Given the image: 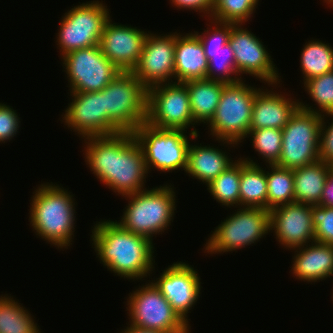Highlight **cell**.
Returning a JSON list of instances; mask_svg holds the SVG:
<instances>
[{
	"instance_id": "cell-1",
	"label": "cell",
	"mask_w": 333,
	"mask_h": 333,
	"mask_svg": "<svg viewBox=\"0 0 333 333\" xmlns=\"http://www.w3.org/2000/svg\"><path fill=\"white\" fill-rule=\"evenodd\" d=\"M84 141L85 164L94 176L122 197L141 192L148 178L143 152L131 132L92 136Z\"/></svg>"
},
{
	"instance_id": "cell-2",
	"label": "cell",
	"mask_w": 333,
	"mask_h": 333,
	"mask_svg": "<svg viewBox=\"0 0 333 333\" xmlns=\"http://www.w3.org/2000/svg\"><path fill=\"white\" fill-rule=\"evenodd\" d=\"M93 226L90 242L96 258L107 270L128 281L150 279L156 264L151 240L124 230L113 219H101Z\"/></svg>"
},
{
	"instance_id": "cell-3",
	"label": "cell",
	"mask_w": 333,
	"mask_h": 333,
	"mask_svg": "<svg viewBox=\"0 0 333 333\" xmlns=\"http://www.w3.org/2000/svg\"><path fill=\"white\" fill-rule=\"evenodd\" d=\"M36 188L30 199L28 213L30 227L37 238H41L56 249L63 251L69 249L75 237L77 213L75 211L77 202L72 192L61 184L52 182H43Z\"/></svg>"
},
{
	"instance_id": "cell-4",
	"label": "cell",
	"mask_w": 333,
	"mask_h": 333,
	"mask_svg": "<svg viewBox=\"0 0 333 333\" xmlns=\"http://www.w3.org/2000/svg\"><path fill=\"white\" fill-rule=\"evenodd\" d=\"M176 187L168 183L141 192L126 195L128 204L120 220H115L124 230L144 236L153 242V237L170 228L176 211Z\"/></svg>"
},
{
	"instance_id": "cell-5",
	"label": "cell",
	"mask_w": 333,
	"mask_h": 333,
	"mask_svg": "<svg viewBox=\"0 0 333 333\" xmlns=\"http://www.w3.org/2000/svg\"><path fill=\"white\" fill-rule=\"evenodd\" d=\"M244 79L226 83L216 112L207 124L208 134L224 148H237L246 138L251 124L253 101L262 88L245 83ZM229 145V146H228Z\"/></svg>"
},
{
	"instance_id": "cell-6",
	"label": "cell",
	"mask_w": 333,
	"mask_h": 333,
	"mask_svg": "<svg viewBox=\"0 0 333 333\" xmlns=\"http://www.w3.org/2000/svg\"><path fill=\"white\" fill-rule=\"evenodd\" d=\"M100 92L104 95L106 109V136L132 133L145 123L147 88L132 72H119Z\"/></svg>"
},
{
	"instance_id": "cell-7",
	"label": "cell",
	"mask_w": 333,
	"mask_h": 333,
	"mask_svg": "<svg viewBox=\"0 0 333 333\" xmlns=\"http://www.w3.org/2000/svg\"><path fill=\"white\" fill-rule=\"evenodd\" d=\"M220 222L204 243L205 256L227 254L253 246L270 234V212L260 207H238ZM253 244V245H252Z\"/></svg>"
},
{
	"instance_id": "cell-8",
	"label": "cell",
	"mask_w": 333,
	"mask_h": 333,
	"mask_svg": "<svg viewBox=\"0 0 333 333\" xmlns=\"http://www.w3.org/2000/svg\"><path fill=\"white\" fill-rule=\"evenodd\" d=\"M132 134L143 152L149 174L153 168L164 173L185 172L190 143L198 140L200 135L184 130L159 129L146 122Z\"/></svg>"
},
{
	"instance_id": "cell-9",
	"label": "cell",
	"mask_w": 333,
	"mask_h": 333,
	"mask_svg": "<svg viewBox=\"0 0 333 333\" xmlns=\"http://www.w3.org/2000/svg\"><path fill=\"white\" fill-rule=\"evenodd\" d=\"M103 0L79 2L61 16L56 33L60 58L81 48L99 45L107 20L111 17Z\"/></svg>"
},
{
	"instance_id": "cell-10",
	"label": "cell",
	"mask_w": 333,
	"mask_h": 333,
	"mask_svg": "<svg viewBox=\"0 0 333 333\" xmlns=\"http://www.w3.org/2000/svg\"><path fill=\"white\" fill-rule=\"evenodd\" d=\"M126 311L130 325L163 333H191L187 325L173 310L169 301L149 279L130 292Z\"/></svg>"
},
{
	"instance_id": "cell-11",
	"label": "cell",
	"mask_w": 333,
	"mask_h": 333,
	"mask_svg": "<svg viewBox=\"0 0 333 333\" xmlns=\"http://www.w3.org/2000/svg\"><path fill=\"white\" fill-rule=\"evenodd\" d=\"M152 127L199 134L184 83H160L147 88L146 121ZM193 128V129H192Z\"/></svg>"
},
{
	"instance_id": "cell-12",
	"label": "cell",
	"mask_w": 333,
	"mask_h": 333,
	"mask_svg": "<svg viewBox=\"0 0 333 333\" xmlns=\"http://www.w3.org/2000/svg\"><path fill=\"white\" fill-rule=\"evenodd\" d=\"M322 116L298 108L282 129L279 167L296 169L319 161Z\"/></svg>"
},
{
	"instance_id": "cell-13",
	"label": "cell",
	"mask_w": 333,
	"mask_h": 333,
	"mask_svg": "<svg viewBox=\"0 0 333 333\" xmlns=\"http://www.w3.org/2000/svg\"><path fill=\"white\" fill-rule=\"evenodd\" d=\"M70 92L103 90L121 72L99 45L81 48L61 57Z\"/></svg>"
},
{
	"instance_id": "cell-14",
	"label": "cell",
	"mask_w": 333,
	"mask_h": 333,
	"mask_svg": "<svg viewBox=\"0 0 333 333\" xmlns=\"http://www.w3.org/2000/svg\"><path fill=\"white\" fill-rule=\"evenodd\" d=\"M244 25L231 23L229 37L240 78L243 79V74H246L259 79L265 86L282 82L267 46L251 30L244 28Z\"/></svg>"
},
{
	"instance_id": "cell-15",
	"label": "cell",
	"mask_w": 333,
	"mask_h": 333,
	"mask_svg": "<svg viewBox=\"0 0 333 333\" xmlns=\"http://www.w3.org/2000/svg\"><path fill=\"white\" fill-rule=\"evenodd\" d=\"M197 269L187 262L177 261L168 265L158 278L151 280L169 301L173 310L189 325V315L201 296V278Z\"/></svg>"
},
{
	"instance_id": "cell-16",
	"label": "cell",
	"mask_w": 333,
	"mask_h": 333,
	"mask_svg": "<svg viewBox=\"0 0 333 333\" xmlns=\"http://www.w3.org/2000/svg\"><path fill=\"white\" fill-rule=\"evenodd\" d=\"M147 32L139 62L131 72L146 88L174 82L176 31Z\"/></svg>"
},
{
	"instance_id": "cell-17",
	"label": "cell",
	"mask_w": 333,
	"mask_h": 333,
	"mask_svg": "<svg viewBox=\"0 0 333 333\" xmlns=\"http://www.w3.org/2000/svg\"><path fill=\"white\" fill-rule=\"evenodd\" d=\"M209 20L203 32L194 31L204 48L208 61L206 79L224 83H235L242 80L237 72L234 52L229 44L231 23ZM211 23V24H210ZM214 25V27L212 26ZM211 30V31H210Z\"/></svg>"
},
{
	"instance_id": "cell-18",
	"label": "cell",
	"mask_w": 333,
	"mask_h": 333,
	"mask_svg": "<svg viewBox=\"0 0 333 333\" xmlns=\"http://www.w3.org/2000/svg\"><path fill=\"white\" fill-rule=\"evenodd\" d=\"M269 212L270 232L283 249L290 251L315 241L312 205L293 202Z\"/></svg>"
},
{
	"instance_id": "cell-19",
	"label": "cell",
	"mask_w": 333,
	"mask_h": 333,
	"mask_svg": "<svg viewBox=\"0 0 333 333\" xmlns=\"http://www.w3.org/2000/svg\"><path fill=\"white\" fill-rule=\"evenodd\" d=\"M111 18L105 23L99 46L121 72H131L139 62L148 33L133 25L115 23Z\"/></svg>"
},
{
	"instance_id": "cell-20",
	"label": "cell",
	"mask_w": 333,
	"mask_h": 333,
	"mask_svg": "<svg viewBox=\"0 0 333 333\" xmlns=\"http://www.w3.org/2000/svg\"><path fill=\"white\" fill-rule=\"evenodd\" d=\"M70 102L62 113L61 124L80 139L106 136V109L104 95L96 92H69Z\"/></svg>"
},
{
	"instance_id": "cell-21",
	"label": "cell",
	"mask_w": 333,
	"mask_h": 333,
	"mask_svg": "<svg viewBox=\"0 0 333 333\" xmlns=\"http://www.w3.org/2000/svg\"><path fill=\"white\" fill-rule=\"evenodd\" d=\"M282 83L268 85L261 88L253 101L252 118L249 130L274 128L283 129L289 122L291 116L299 108V99L294 94L279 93L273 89L282 87ZM266 88V89H265ZM289 94V95H288ZM287 95V96H286ZM295 97V99H294Z\"/></svg>"
},
{
	"instance_id": "cell-22",
	"label": "cell",
	"mask_w": 333,
	"mask_h": 333,
	"mask_svg": "<svg viewBox=\"0 0 333 333\" xmlns=\"http://www.w3.org/2000/svg\"><path fill=\"white\" fill-rule=\"evenodd\" d=\"M294 252L290 274L299 281L316 283L333 276V246L312 242L292 249Z\"/></svg>"
},
{
	"instance_id": "cell-23",
	"label": "cell",
	"mask_w": 333,
	"mask_h": 333,
	"mask_svg": "<svg viewBox=\"0 0 333 333\" xmlns=\"http://www.w3.org/2000/svg\"><path fill=\"white\" fill-rule=\"evenodd\" d=\"M183 34V35H182ZM208 61L199 38L176 30L174 82L206 79Z\"/></svg>"
},
{
	"instance_id": "cell-24",
	"label": "cell",
	"mask_w": 333,
	"mask_h": 333,
	"mask_svg": "<svg viewBox=\"0 0 333 333\" xmlns=\"http://www.w3.org/2000/svg\"><path fill=\"white\" fill-rule=\"evenodd\" d=\"M226 151L210 144L190 143L185 173L192 179L199 180L201 184L209 185L236 161Z\"/></svg>"
},
{
	"instance_id": "cell-25",
	"label": "cell",
	"mask_w": 333,
	"mask_h": 333,
	"mask_svg": "<svg viewBox=\"0 0 333 333\" xmlns=\"http://www.w3.org/2000/svg\"><path fill=\"white\" fill-rule=\"evenodd\" d=\"M189 93L190 108L197 125L208 124L218 106L223 87L226 83L198 79L184 82Z\"/></svg>"
},
{
	"instance_id": "cell-26",
	"label": "cell",
	"mask_w": 333,
	"mask_h": 333,
	"mask_svg": "<svg viewBox=\"0 0 333 333\" xmlns=\"http://www.w3.org/2000/svg\"><path fill=\"white\" fill-rule=\"evenodd\" d=\"M329 169L330 163L321 160L293 169L294 202L318 205Z\"/></svg>"
},
{
	"instance_id": "cell-27",
	"label": "cell",
	"mask_w": 333,
	"mask_h": 333,
	"mask_svg": "<svg viewBox=\"0 0 333 333\" xmlns=\"http://www.w3.org/2000/svg\"><path fill=\"white\" fill-rule=\"evenodd\" d=\"M240 207H260L267 209L266 167L258 160L241 157Z\"/></svg>"
},
{
	"instance_id": "cell-28",
	"label": "cell",
	"mask_w": 333,
	"mask_h": 333,
	"mask_svg": "<svg viewBox=\"0 0 333 333\" xmlns=\"http://www.w3.org/2000/svg\"><path fill=\"white\" fill-rule=\"evenodd\" d=\"M303 47L299 61L302 84L311 78L333 71V47L330 43L312 38L306 41Z\"/></svg>"
},
{
	"instance_id": "cell-29",
	"label": "cell",
	"mask_w": 333,
	"mask_h": 333,
	"mask_svg": "<svg viewBox=\"0 0 333 333\" xmlns=\"http://www.w3.org/2000/svg\"><path fill=\"white\" fill-rule=\"evenodd\" d=\"M33 317L11 294L0 295V333H39Z\"/></svg>"
},
{
	"instance_id": "cell-30",
	"label": "cell",
	"mask_w": 333,
	"mask_h": 333,
	"mask_svg": "<svg viewBox=\"0 0 333 333\" xmlns=\"http://www.w3.org/2000/svg\"><path fill=\"white\" fill-rule=\"evenodd\" d=\"M241 158H238L224 172L220 173L209 185L210 196L220 206L231 209L240 207Z\"/></svg>"
},
{
	"instance_id": "cell-31",
	"label": "cell",
	"mask_w": 333,
	"mask_h": 333,
	"mask_svg": "<svg viewBox=\"0 0 333 333\" xmlns=\"http://www.w3.org/2000/svg\"><path fill=\"white\" fill-rule=\"evenodd\" d=\"M266 179L268 186L267 210L294 202L293 169L266 165ZM270 168V169H269Z\"/></svg>"
},
{
	"instance_id": "cell-32",
	"label": "cell",
	"mask_w": 333,
	"mask_h": 333,
	"mask_svg": "<svg viewBox=\"0 0 333 333\" xmlns=\"http://www.w3.org/2000/svg\"><path fill=\"white\" fill-rule=\"evenodd\" d=\"M303 84V89L317 107L299 100V108L321 116L333 113V71L311 78Z\"/></svg>"
},
{
	"instance_id": "cell-33",
	"label": "cell",
	"mask_w": 333,
	"mask_h": 333,
	"mask_svg": "<svg viewBox=\"0 0 333 333\" xmlns=\"http://www.w3.org/2000/svg\"><path fill=\"white\" fill-rule=\"evenodd\" d=\"M259 0H214L210 18L219 22L241 24L252 20Z\"/></svg>"
},
{
	"instance_id": "cell-34",
	"label": "cell",
	"mask_w": 333,
	"mask_h": 333,
	"mask_svg": "<svg viewBox=\"0 0 333 333\" xmlns=\"http://www.w3.org/2000/svg\"><path fill=\"white\" fill-rule=\"evenodd\" d=\"M250 137V143L257 155L263 159L265 165H274L278 162L282 150V130L263 128L249 130L246 138Z\"/></svg>"
},
{
	"instance_id": "cell-35",
	"label": "cell",
	"mask_w": 333,
	"mask_h": 333,
	"mask_svg": "<svg viewBox=\"0 0 333 333\" xmlns=\"http://www.w3.org/2000/svg\"><path fill=\"white\" fill-rule=\"evenodd\" d=\"M315 241L333 245V208L312 205Z\"/></svg>"
},
{
	"instance_id": "cell-36",
	"label": "cell",
	"mask_w": 333,
	"mask_h": 333,
	"mask_svg": "<svg viewBox=\"0 0 333 333\" xmlns=\"http://www.w3.org/2000/svg\"><path fill=\"white\" fill-rule=\"evenodd\" d=\"M20 117L12 106L0 103V143L9 142L17 135Z\"/></svg>"
},
{
	"instance_id": "cell-37",
	"label": "cell",
	"mask_w": 333,
	"mask_h": 333,
	"mask_svg": "<svg viewBox=\"0 0 333 333\" xmlns=\"http://www.w3.org/2000/svg\"><path fill=\"white\" fill-rule=\"evenodd\" d=\"M327 118L331 121L329 122ZM319 159L330 164L333 162V113L322 115Z\"/></svg>"
},
{
	"instance_id": "cell-38",
	"label": "cell",
	"mask_w": 333,
	"mask_h": 333,
	"mask_svg": "<svg viewBox=\"0 0 333 333\" xmlns=\"http://www.w3.org/2000/svg\"><path fill=\"white\" fill-rule=\"evenodd\" d=\"M171 5L177 10H187L195 12H199L200 17H206L205 19H209L212 13L214 0H169Z\"/></svg>"
},
{
	"instance_id": "cell-39",
	"label": "cell",
	"mask_w": 333,
	"mask_h": 333,
	"mask_svg": "<svg viewBox=\"0 0 333 333\" xmlns=\"http://www.w3.org/2000/svg\"><path fill=\"white\" fill-rule=\"evenodd\" d=\"M318 205L333 208V166H331V164Z\"/></svg>"
},
{
	"instance_id": "cell-40",
	"label": "cell",
	"mask_w": 333,
	"mask_h": 333,
	"mask_svg": "<svg viewBox=\"0 0 333 333\" xmlns=\"http://www.w3.org/2000/svg\"><path fill=\"white\" fill-rule=\"evenodd\" d=\"M120 333H163V332L141 329L127 323V327L125 326V328L122 331H120Z\"/></svg>"
},
{
	"instance_id": "cell-41",
	"label": "cell",
	"mask_w": 333,
	"mask_h": 333,
	"mask_svg": "<svg viewBox=\"0 0 333 333\" xmlns=\"http://www.w3.org/2000/svg\"><path fill=\"white\" fill-rule=\"evenodd\" d=\"M323 3H326V5L328 4V7L331 6V8H333V0H323Z\"/></svg>"
},
{
	"instance_id": "cell-42",
	"label": "cell",
	"mask_w": 333,
	"mask_h": 333,
	"mask_svg": "<svg viewBox=\"0 0 333 333\" xmlns=\"http://www.w3.org/2000/svg\"><path fill=\"white\" fill-rule=\"evenodd\" d=\"M333 283V282H332ZM333 286V285H332ZM332 291H333V287H332V289H331ZM331 299H332V301H333V292H332V296H331Z\"/></svg>"
}]
</instances>
